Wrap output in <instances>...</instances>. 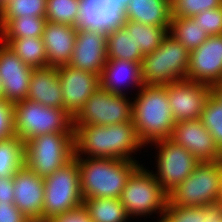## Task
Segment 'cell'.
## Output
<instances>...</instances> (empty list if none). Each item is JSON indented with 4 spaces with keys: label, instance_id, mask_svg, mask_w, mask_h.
<instances>
[{
    "label": "cell",
    "instance_id": "obj_1",
    "mask_svg": "<svg viewBox=\"0 0 222 222\" xmlns=\"http://www.w3.org/2000/svg\"><path fill=\"white\" fill-rule=\"evenodd\" d=\"M73 143L74 157L129 161H137L132 153L135 155L145 147L136 134L132 120L107 126H73Z\"/></svg>",
    "mask_w": 222,
    "mask_h": 222
},
{
    "label": "cell",
    "instance_id": "obj_2",
    "mask_svg": "<svg viewBox=\"0 0 222 222\" xmlns=\"http://www.w3.org/2000/svg\"><path fill=\"white\" fill-rule=\"evenodd\" d=\"M132 98V123L146 146L170 138L175 121L169 106L166 85H143Z\"/></svg>",
    "mask_w": 222,
    "mask_h": 222
},
{
    "label": "cell",
    "instance_id": "obj_3",
    "mask_svg": "<svg viewBox=\"0 0 222 222\" xmlns=\"http://www.w3.org/2000/svg\"><path fill=\"white\" fill-rule=\"evenodd\" d=\"M80 172L82 199L120 198L127 179L140 165L139 161L111 158L75 157Z\"/></svg>",
    "mask_w": 222,
    "mask_h": 222
},
{
    "label": "cell",
    "instance_id": "obj_4",
    "mask_svg": "<svg viewBox=\"0 0 222 222\" xmlns=\"http://www.w3.org/2000/svg\"><path fill=\"white\" fill-rule=\"evenodd\" d=\"M189 58L190 51L168 34L156 50L143 57V85H165L187 79Z\"/></svg>",
    "mask_w": 222,
    "mask_h": 222
},
{
    "label": "cell",
    "instance_id": "obj_5",
    "mask_svg": "<svg viewBox=\"0 0 222 222\" xmlns=\"http://www.w3.org/2000/svg\"><path fill=\"white\" fill-rule=\"evenodd\" d=\"M15 135L26 142L47 133H73V118L60 108L25 99L13 104Z\"/></svg>",
    "mask_w": 222,
    "mask_h": 222
},
{
    "label": "cell",
    "instance_id": "obj_6",
    "mask_svg": "<svg viewBox=\"0 0 222 222\" xmlns=\"http://www.w3.org/2000/svg\"><path fill=\"white\" fill-rule=\"evenodd\" d=\"M222 160L199 162L194 172L168 195L175 206L202 207L219 203Z\"/></svg>",
    "mask_w": 222,
    "mask_h": 222
},
{
    "label": "cell",
    "instance_id": "obj_7",
    "mask_svg": "<svg viewBox=\"0 0 222 222\" xmlns=\"http://www.w3.org/2000/svg\"><path fill=\"white\" fill-rule=\"evenodd\" d=\"M144 166L139 165L131 173L119 199L129 218L150 217L153 213H158L161 219L168 202V195L152 171Z\"/></svg>",
    "mask_w": 222,
    "mask_h": 222
},
{
    "label": "cell",
    "instance_id": "obj_8",
    "mask_svg": "<svg viewBox=\"0 0 222 222\" xmlns=\"http://www.w3.org/2000/svg\"><path fill=\"white\" fill-rule=\"evenodd\" d=\"M25 166L46 178L74 157L73 133H47L24 142Z\"/></svg>",
    "mask_w": 222,
    "mask_h": 222
},
{
    "label": "cell",
    "instance_id": "obj_9",
    "mask_svg": "<svg viewBox=\"0 0 222 222\" xmlns=\"http://www.w3.org/2000/svg\"><path fill=\"white\" fill-rule=\"evenodd\" d=\"M44 185L42 217L52 219L57 215L82 206L80 172L75 157L50 176L44 178Z\"/></svg>",
    "mask_w": 222,
    "mask_h": 222
},
{
    "label": "cell",
    "instance_id": "obj_10",
    "mask_svg": "<svg viewBox=\"0 0 222 222\" xmlns=\"http://www.w3.org/2000/svg\"><path fill=\"white\" fill-rule=\"evenodd\" d=\"M132 120V99L128 95L98 88L73 117V126H107Z\"/></svg>",
    "mask_w": 222,
    "mask_h": 222
},
{
    "label": "cell",
    "instance_id": "obj_11",
    "mask_svg": "<svg viewBox=\"0 0 222 222\" xmlns=\"http://www.w3.org/2000/svg\"><path fill=\"white\" fill-rule=\"evenodd\" d=\"M152 145L156 146L155 156L158 159L155 163L156 171H151L164 192L169 195L194 172L200 161L170 138L155 141Z\"/></svg>",
    "mask_w": 222,
    "mask_h": 222
},
{
    "label": "cell",
    "instance_id": "obj_12",
    "mask_svg": "<svg viewBox=\"0 0 222 222\" xmlns=\"http://www.w3.org/2000/svg\"><path fill=\"white\" fill-rule=\"evenodd\" d=\"M175 122L201 117L211 87L188 79L165 84Z\"/></svg>",
    "mask_w": 222,
    "mask_h": 222
},
{
    "label": "cell",
    "instance_id": "obj_13",
    "mask_svg": "<svg viewBox=\"0 0 222 222\" xmlns=\"http://www.w3.org/2000/svg\"><path fill=\"white\" fill-rule=\"evenodd\" d=\"M79 9L77 30L108 34L122 28L126 22V8L115 0H80Z\"/></svg>",
    "mask_w": 222,
    "mask_h": 222
},
{
    "label": "cell",
    "instance_id": "obj_14",
    "mask_svg": "<svg viewBox=\"0 0 222 222\" xmlns=\"http://www.w3.org/2000/svg\"><path fill=\"white\" fill-rule=\"evenodd\" d=\"M170 139L200 162L222 160V152L199 118L175 122Z\"/></svg>",
    "mask_w": 222,
    "mask_h": 222
},
{
    "label": "cell",
    "instance_id": "obj_15",
    "mask_svg": "<svg viewBox=\"0 0 222 222\" xmlns=\"http://www.w3.org/2000/svg\"><path fill=\"white\" fill-rule=\"evenodd\" d=\"M61 83L64 110L73 118L89 97L100 88V76L69 65L57 67Z\"/></svg>",
    "mask_w": 222,
    "mask_h": 222
},
{
    "label": "cell",
    "instance_id": "obj_16",
    "mask_svg": "<svg viewBox=\"0 0 222 222\" xmlns=\"http://www.w3.org/2000/svg\"><path fill=\"white\" fill-rule=\"evenodd\" d=\"M188 80L211 86L222 81V35H212L190 51Z\"/></svg>",
    "mask_w": 222,
    "mask_h": 222
},
{
    "label": "cell",
    "instance_id": "obj_17",
    "mask_svg": "<svg viewBox=\"0 0 222 222\" xmlns=\"http://www.w3.org/2000/svg\"><path fill=\"white\" fill-rule=\"evenodd\" d=\"M32 71V67L0 40V79L6 101L14 104L27 99Z\"/></svg>",
    "mask_w": 222,
    "mask_h": 222
},
{
    "label": "cell",
    "instance_id": "obj_18",
    "mask_svg": "<svg viewBox=\"0 0 222 222\" xmlns=\"http://www.w3.org/2000/svg\"><path fill=\"white\" fill-rule=\"evenodd\" d=\"M107 34L89 29L77 30L74 51L68 65L101 76L107 61Z\"/></svg>",
    "mask_w": 222,
    "mask_h": 222
},
{
    "label": "cell",
    "instance_id": "obj_19",
    "mask_svg": "<svg viewBox=\"0 0 222 222\" xmlns=\"http://www.w3.org/2000/svg\"><path fill=\"white\" fill-rule=\"evenodd\" d=\"M14 205L27 217H42L44 205V178L25 165L13 175Z\"/></svg>",
    "mask_w": 222,
    "mask_h": 222
},
{
    "label": "cell",
    "instance_id": "obj_20",
    "mask_svg": "<svg viewBox=\"0 0 222 222\" xmlns=\"http://www.w3.org/2000/svg\"><path fill=\"white\" fill-rule=\"evenodd\" d=\"M77 28L47 21L42 40L46 48L48 66L68 65L74 51Z\"/></svg>",
    "mask_w": 222,
    "mask_h": 222
},
{
    "label": "cell",
    "instance_id": "obj_21",
    "mask_svg": "<svg viewBox=\"0 0 222 222\" xmlns=\"http://www.w3.org/2000/svg\"><path fill=\"white\" fill-rule=\"evenodd\" d=\"M126 86L138 89L143 87L141 64L123 59H107L100 76V87L107 92L126 95Z\"/></svg>",
    "mask_w": 222,
    "mask_h": 222
},
{
    "label": "cell",
    "instance_id": "obj_22",
    "mask_svg": "<svg viewBox=\"0 0 222 222\" xmlns=\"http://www.w3.org/2000/svg\"><path fill=\"white\" fill-rule=\"evenodd\" d=\"M27 99L43 106L64 109L57 67L33 68Z\"/></svg>",
    "mask_w": 222,
    "mask_h": 222
},
{
    "label": "cell",
    "instance_id": "obj_23",
    "mask_svg": "<svg viewBox=\"0 0 222 222\" xmlns=\"http://www.w3.org/2000/svg\"><path fill=\"white\" fill-rule=\"evenodd\" d=\"M125 15L126 20L169 27L172 19L171 2L170 0H130Z\"/></svg>",
    "mask_w": 222,
    "mask_h": 222
},
{
    "label": "cell",
    "instance_id": "obj_24",
    "mask_svg": "<svg viewBox=\"0 0 222 222\" xmlns=\"http://www.w3.org/2000/svg\"><path fill=\"white\" fill-rule=\"evenodd\" d=\"M82 205L92 222H129L131 220L119 198H85Z\"/></svg>",
    "mask_w": 222,
    "mask_h": 222
},
{
    "label": "cell",
    "instance_id": "obj_25",
    "mask_svg": "<svg viewBox=\"0 0 222 222\" xmlns=\"http://www.w3.org/2000/svg\"><path fill=\"white\" fill-rule=\"evenodd\" d=\"M107 58L123 59L142 63L144 55L140 47L135 44L132 34L122 27L107 34Z\"/></svg>",
    "mask_w": 222,
    "mask_h": 222
},
{
    "label": "cell",
    "instance_id": "obj_26",
    "mask_svg": "<svg viewBox=\"0 0 222 222\" xmlns=\"http://www.w3.org/2000/svg\"><path fill=\"white\" fill-rule=\"evenodd\" d=\"M7 45L26 65L32 68L48 66L46 48L42 37L11 39Z\"/></svg>",
    "mask_w": 222,
    "mask_h": 222
},
{
    "label": "cell",
    "instance_id": "obj_27",
    "mask_svg": "<svg viewBox=\"0 0 222 222\" xmlns=\"http://www.w3.org/2000/svg\"><path fill=\"white\" fill-rule=\"evenodd\" d=\"M123 27L132 34L135 44L140 47L143 55L156 50L168 35L169 29V27L146 25L130 20H126Z\"/></svg>",
    "mask_w": 222,
    "mask_h": 222
},
{
    "label": "cell",
    "instance_id": "obj_28",
    "mask_svg": "<svg viewBox=\"0 0 222 222\" xmlns=\"http://www.w3.org/2000/svg\"><path fill=\"white\" fill-rule=\"evenodd\" d=\"M46 22L45 17L37 16L13 18L0 30V40L7 44L11 39L42 37Z\"/></svg>",
    "mask_w": 222,
    "mask_h": 222
},
{
    "label": "cell",
    "instance_id": "obj_29",
    "mask_svg": "<svg viewBox=\"0 0 222 222\" xmlns=\"http://www.w3.org/2000/svg\"><path fill=\"white\" fill-rule=\"evenodd\" d=\"M168 34L179 41L189 51L198 48L209 37L192 17L172 18Z\"/></svg>",
    "mask_w": 222,
    "mask_h": 222
},
{
    "label": "cell",
    "instance_id": "obj_30",
    "mask_svg": "<svg viewBox=\"0 0 222 222\" xmlns=\"http://www.w3.org/2000/svg\"><path fill=\"white\" fill-rule=\"evenodd\" d=\"M24 165V142L16 135L0 140V176L13 177Z\"/></svg>",
    "mask_w": 222,
    "mask_h": 222
},
{
    "label": "cell",
    "instance_id": "obj_31",
    "mask_svg": "<svg viewBox=\"0 0 222 222\" xmlns=\"http://www.w3.org/2000/svg\"><path fill=\"white\" fill-rule=\"evenodd\" d=\"M47 0H8L0 7V30L13 18L45 17Z\"/></svg>",
    "mask_w": 222,
    "mask_h": 222
},
{
    "label": "cell",
    "instance_id": "obj_32",
    "mask_svg": "<svg viewBox=\"0 0 222 222\" xmlns=\"http://www.w3.org/2000/svg\"><path fill=\"white\" fill-rule=\"evenodd\" d=\"M79 8L80 0H47L46 21L76 27Z\"/></svg>",
    "mask_w": 222,
    "mask_h": 222
},
{
    "label": "cell",
    "instance_id": "obj_33",
    "mask_svg": "<svg viewBox=\"0 0 222 222\" xmlns=\"http://www.w3.org/2000/svg\"><path fill=\"white\" fill-rule=\"evenodd\" d=\"M199 119L211 133L217 147L222 152V103L212 94L206 99Z\"/></svg>",
    "mask_w": 222,
    "mask_h": 222
},
{
    "label": "cell",
    "instance_id": "obj_34",
    "mask_svg": "<svg viewBox=\"0 0 222 222\" xmlns=\"http://www.w3.org/2000/svg\"><path fill=\"white\" fill-rule=\"evenodd\" d=\"M172 18H189L204 10L219 8L222 0H170Z\"/></svg>",
    "mask_w": 222,
    "mask_h": 222
},
{
    "label": "cell",
    "instance_id": "obj_35",
    "mask_svg": "<svg viewBox=\"0 0 222 222\" xmlns=\"http://www.w3.org/2000/svg\"><path fill=\"white\" fill-rule=\"evenodd\" d=\"M158 222H203L202 207L172 205L169 201Z\"/></svg>",
    "mask_w": 222,
    "mask_h": 222
},
{
    "label": "cell",
    "instance_id": "obj_36",
    "mask_svg": "<svg viewBox=\"0 0 222 222\" xmlns=\"http://www.w3.org/2000/svg\"><path fill=\"white\" fill-rule=\"evenodd\" d=\"M209 35H222V6L204 10L192 17Z\"/></svg>",
    "mask_w": 222,
    "mask_h": 222
},
{
    "label": "cell",
    "instance_id": "obj_37",
    "mask_svg": "<svg viewBox=\"0 0 222 222\" xmlns=\"http://www.w3.org/2000/svg\"><path fill=\"white\" fill-rule=\"evenodd\" d=\"M14 135L13 103L0 98V140L10 138Z\"/></svg>",
    "mask_w": 222,
    "mask_h": 222
},
{
    "label": "cell",
    "instance_id": "obj_38",
    "mask_svg": "<svg viewBox=\"0 0 222 222\" xmlns=\"http://www.w3.org/2000/svg\"><path fill=\"white\" fill-rule=\"evenodd\" d=\"M26 218L14 202H0V222H25Z\"/></svg>",
    "mask_w": 222,
    "mask_h": 222
},
{
    "label": "cell",
    "instance_id": "obj_39",
    "mask_svg": "<svg viewBox=\"0 0 222 222\" xmlns=\"http://www.w3.org/2000/svg\"><path fill=\"white\" fill-rule=\"evenodd\" d=\"M52 222H92L86 209L82 206L57 215L51 219Z\"/></svg>",
    "mask_w": 222,
    "mask_h": 222
},
{
    "label": "cell",
    "instance_id": "obj_40",
    "mask_svg": "<svg viewBox=\"0 0 222 222\" xmlns=\"http://www.w3.org/2000/svg\"><path fill=\"white\" fill-rule=\"evenodd\" d=\"M203 222H222V204L215 203L202 206Z\"/></svg>",
    "mask_w": 222,
    "mask_h": 222
},
{
    "label": "cell",
    "instance_id": "obj_41",
    "mask_svg": "<svg viewBox=\"0 0 222 222\" xmlns=\"http://www.w3.org/2000/svg\"><path fill=\"white\" fill-rule=\"evenodd\" d=\"M0 202H14L13 177L0 176Z\"/></svg>",
    "mask_w": 222,
    "mask_h": 222
},
{
    "label": "cell",
    "instance_id": "obj_42",
    "mask_svg": "<svg viewBox=\"0 0 222 222\" xmlns=\"http://www.w3.org/2000/svg\"><path fill=\"white\" fill-rule=\"evenodd\" d=\"M211 94L222 103V81L212 84Z\"/></svg>",
    "mask_w": 222,
    "mask_h": 222
},
{
    "label": "cell",
    "instance_id": "obj_43",
    "mask_svg": "<svg viewBox=\"0 0 222 222\" xmlns=\"http://www.w3.org/2000/svg\"><path fill=\"white\" fill-rule=\"evenodd\" d=\"M25 222H52L51 219L45 217L26 218Z\"/></svg>",
    "mask_w": 222,
    "mask_h": 222
},
{
    "label": "cell",
    "instance_id": "obj_44",
    "mask_svg": "<svg viewBox=\"0 0 222 222\" xmlns=\"http://www.w3.org/2000/svg\"><path fill=\"white\" fill-rule=\"evenodd\" d=\"M118 4H122L125 8L130 3V0H115Z\"/></svg>",
    "mask_w": 222,
    "mask_h": 222
},
{
    "label": "cell",
    "instance_id": "obj_45",
    "mask_svg": "<svg viewBox=\"0 0 222 222\" xmlns=\"http://www.w3.org/2000/svg\"><path fill=\"white\" fill-rule=\"evenodd\" d=\"M0 98H3V87L0 79Z\"/></svg>",
    "mask_w": 222,
    "mask_h": 222
},
{
    "label": "cell",
    "instance_id": "obj_46",
    "mask_svg": "<svg viewBox=\"0 0 222 222\" xmlns=\"http://www.w3.org/2000/svg\"><path fill=\"white\" fill-rule=\"evenodd\" d=\"M219 203L222 204V181H221V192H220V201H219Z\"/></svg>",
    "mask_w": 222,
    "mask_h": 222
},
{
    "label": "cell",
    "instance_id": "obj_47",
    "mask_svg": "<svg viewBox=\"0 0 222 222\" xmlns=\"http://www.w3.org/2000/svg\"><path fill=\"white\" fill-rule=\"evenodd\" d=\"M8 0H0V7L5 4Z\"/></svg>",
    "mask_w": 222,
    "mask_h": 222
}]
</instances>
